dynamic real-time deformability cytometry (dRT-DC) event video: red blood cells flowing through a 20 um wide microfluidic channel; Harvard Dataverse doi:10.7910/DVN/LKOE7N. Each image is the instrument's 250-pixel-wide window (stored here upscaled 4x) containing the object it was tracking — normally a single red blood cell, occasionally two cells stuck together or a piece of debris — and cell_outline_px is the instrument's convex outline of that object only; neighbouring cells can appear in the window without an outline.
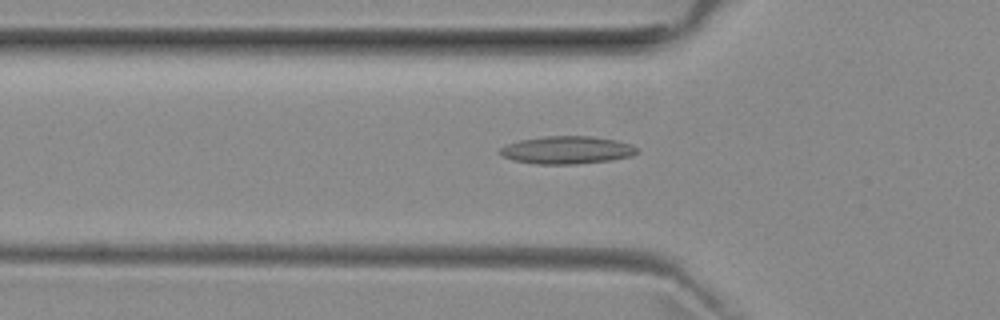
{"species": "common noctule bat (a hibernating species)", "species_latin": "Nyctalus noctula", "temperature_condition": "room temperature", "stored_images_in_passage": 41, "camera_frame_rate_fps": 3000, "um_per_image_px": 0.085, "animal": {"sex": "female", "body_mass_g": 29.2, "forearm_length_mm": 56.3}, "frame": {"image": 1, "passage_image": 9, "time_ms": 2.667, "image_size_px": [1000, 320], "cell_outline_px": [[640, 148], [632, 156], [612, 160], [576, 164], [536, 164], [512, 160], [504, 156], [500, 152], [500, 148], [508, 144], [520, 140], [544, 136], [592, 136], [616, 140], [632, 144]], "centroid_in_image_um": [48.23, 12.75], "position_along_channel_um": 77.6, "area_um2": 22.2}}
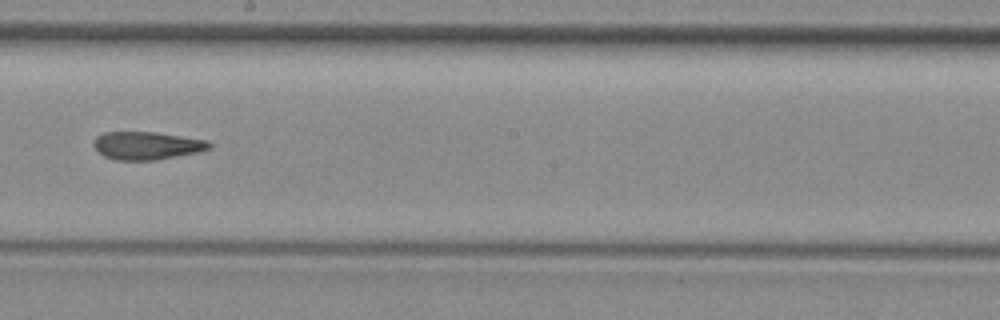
{"frame": {"image": 2, "passage_image": 21, "time_ms": 6.667, "image_size_px": [1000, 320], "cell_outline_px": [[212, 148], [200, 152], [156, 160], [116, 160], [104, 156], [96, 152], [92, 144], [96, 136], [104, 132], [156, 132], [208, 140], [212, 144]], "centroid_in_image_um": [12.48, 12.38], "position_along_channel_um": 235.7, "area_um2": 19.13}}
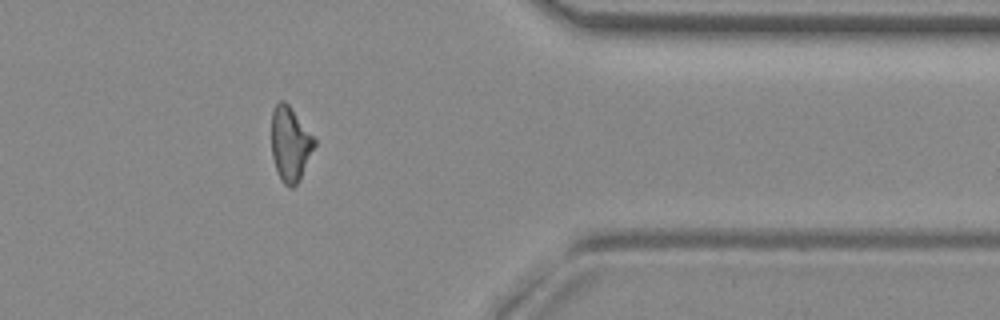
{"frame": {"image": 3, "passage_image": 34, "time_ms": 11.0, "image_size_px": [1000, 320], "cell_outline_px": [[316, 144], [300, 180], [292, 188], [288, 188], [280, 180], [272, 156], [272, 112], [276, 104], [280, 100], [284, 100], [288, 104], [316, 140]], "centroid_in_image_um": [24.67, 12.27], "position_along_channel_um": 386.7, "area_um2": 18.55}}